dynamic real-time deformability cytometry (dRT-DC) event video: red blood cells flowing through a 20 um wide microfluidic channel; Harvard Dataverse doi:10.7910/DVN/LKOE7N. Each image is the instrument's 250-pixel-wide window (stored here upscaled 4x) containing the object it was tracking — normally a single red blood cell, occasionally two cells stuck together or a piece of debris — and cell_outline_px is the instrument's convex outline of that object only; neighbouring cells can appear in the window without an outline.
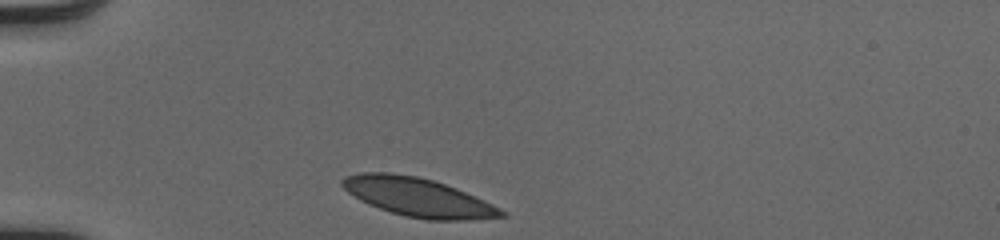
{"species": "human", "species_latin": "Homo sapiens", "temperature_condition": "cold", "stored_images_in_passage": 31, "camera_frame_rate_fps": 3000, "um_per_image_px": 0.085, "donor": {"sex": "male"}, "frame": {"image": 1, "passage_image": 1, "time_ms": 0.0, "image_size_px": [1000, 240], "cell_outline_px": [[508, 216], [472, 220], [428, 220], [404, 216], [368, 204], [360, 200], [348, 192], [340, 184], [340, 180], [344, 176], [360, 172], [388, 172], [416, 176], [432, 180], [456, 188], [484, 200], [508, 212]], "centroid_in_image_um": [35.53, 16.76], "position_along_channel_um": 49.5, "area_um2": 35.89}}
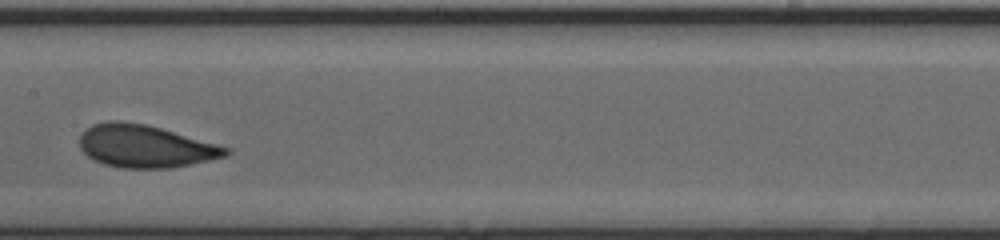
{"frame": {"image": 2, "passage_image": 14, "time_ms": 4.333, "image_size_px": [1000, 240], "cell_outline_px": [[232, 152], [228, 156], [172, 168], [120, 168], [104, 164], [92, 160], [80, 148], [80, 136], [92, 124], [108, 120], [120, 120], [144, 124], [160, 128], [232, 148]], "centroid_in_image_um": [12.36, 12.44], "position_along_channel_um": 195.0, "area_um2": 36.41}}
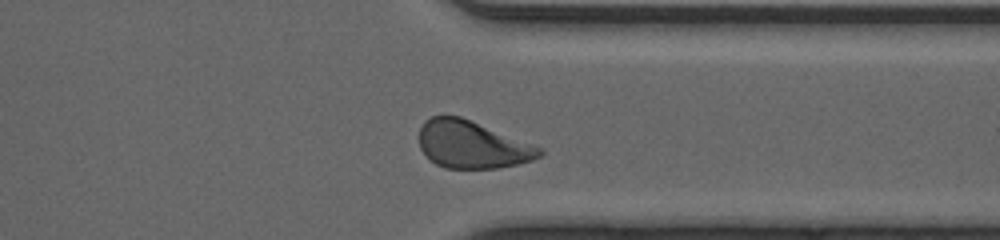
{"frame": {"image": 3, "passage_image": 27, "time_ms": 8.667, "image_size_px": [1000, 240], "cell_outline_px": [[544, 152], [540, 156], [532, 160], [516, 164], [496, 168], [444, 168], [436, 164], [420, 148], [420, 128], [424, 120], [432, 116], [460, 116], [544, 148]], "centroid_in_image_um": [40.15, 12.29], "position_along_channel_um": 371.3, "area_um2": 33.06}, "authors_computed_cell_mechanics": {"area_um2": 35.6626, "velocity_mm_per_s": 4.033, "shape_relaxation_time_tau1_ms": 3.5225, "shape_relaxation_time_tau2_ms": 0.8406, "deformation_change_tau1": 0.1091, "deformation_change_tau2": 0.0272}}